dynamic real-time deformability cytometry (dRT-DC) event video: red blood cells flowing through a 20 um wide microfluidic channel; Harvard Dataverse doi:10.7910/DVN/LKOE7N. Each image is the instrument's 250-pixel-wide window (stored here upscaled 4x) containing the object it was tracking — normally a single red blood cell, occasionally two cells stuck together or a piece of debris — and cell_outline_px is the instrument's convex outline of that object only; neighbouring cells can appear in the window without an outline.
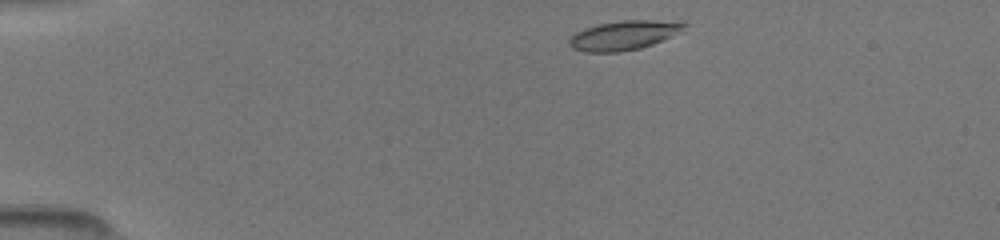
{"species": "common noctule bat (a hibernating species)", "species_latin": "Nyctalus noctula", "temperature_condition": "room temperature", "stored_images_in_passage": 25, "camera_frame_rate_fps": 3000, "um_per_image_px": 0.085, "animal": {"sex": "female", "body_mass_g": 19.5, "forearm_length_mm": 54.1}, "frame": {"image": 1, "passage_image": 1, "time_ms": 0.0, "image_size_px": [1000, 240], "cell_outline_px": [[688, 24], [668, 36], [652, 44], [640, 48], [620, 52], [584, 52], [572, 48], [568, 44], [568, 40], [576, 32], [584, 28], [600, 24], [624, 20], [652, 20]], "centroid_in_image_um": [52.88, 3.02], "position_along_channel_um": 32.1, "area_um2": 18.96}}
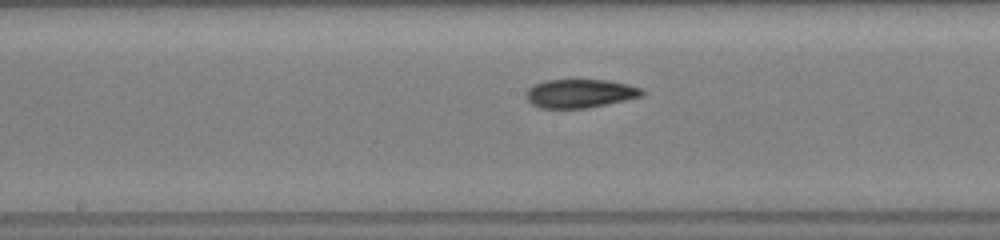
{"frame": {"image": 2, "passage_image": 14, "time_ms": 5.667, "image_size_px": [1000, 240], "cell_outline_px": [[644, 92], [640, 96], [624, 100], [588, 108], [540, 108], [532, 104], [524, 96], [528, 88], [544, 80], [608, 80], [628, 84], [640, 88]], "centroid_in_image_um": [49.25, 7.94], "position_along_channel_um": 198.9, "area_um2": 19.19}}
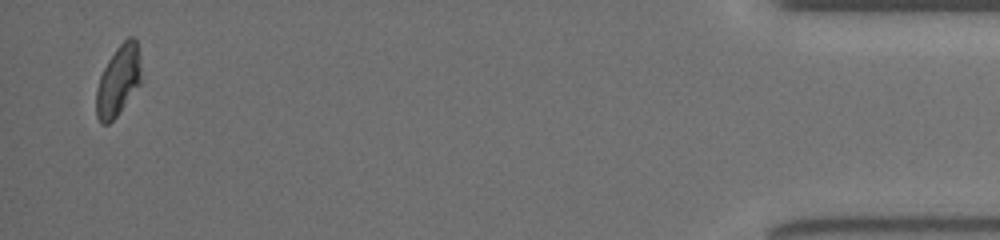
{"frame": {"image": 3, "passage_image": 25, "time_ms": 13.0, "image_size_px": [1000, 240], "cell_outline_px": [[140, 84], [120, 112], [108, 124], [100, 124], [96, 116], [96, 88], [100, 76], [108, 60], [116, 48], [128, 36], [132, 36], [136, 40], [140, 64]], "centroid_in_image_um": [10.03, 6.88], "position_along_channel_um": 425.2, "area_um2": 18.32}}